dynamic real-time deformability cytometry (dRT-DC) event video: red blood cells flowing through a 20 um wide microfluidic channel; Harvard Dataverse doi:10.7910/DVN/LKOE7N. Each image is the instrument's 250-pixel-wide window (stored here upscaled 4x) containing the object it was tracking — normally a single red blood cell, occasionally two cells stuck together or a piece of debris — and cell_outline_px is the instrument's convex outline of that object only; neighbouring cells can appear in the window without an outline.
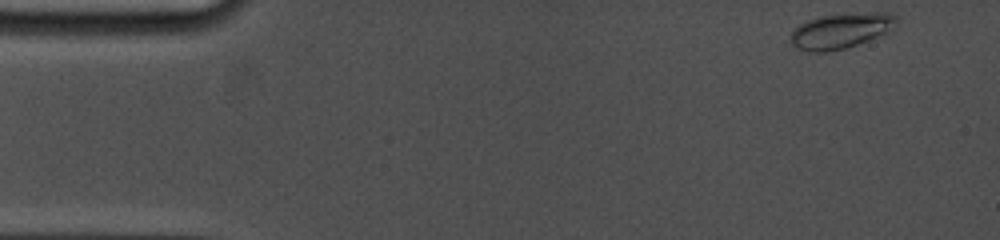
{"species": "common noctule bat (a hibernating species)", "species_latin": "Nyctalus noctula", "temperature_condition": "cold", "stored_images_in_passage": 41, "camera_frame_rate_fps": 5000, "um_per_image_px": 0.085, "animal": {"sex": "female", "body_mass_g": 19.0, "forearm_length_mm": 53.3}, "frame": {"image": 1, "passage_image": 1, "time_ms": 0.0, "image_size_px": [1000, 240], "cell_outline_px": [[900, 16], [896, 24], [888, 32], [856, 44], [844, 48], [824, 52], [808, 52], [792, 44], [792, 28], [808, 20], [824, 16], [876, 12], [888, 12]], "centroid_in_image_um": [71.51, 2.6], "position_along_channel_um": 13.5, "area_um2": 21.39}}
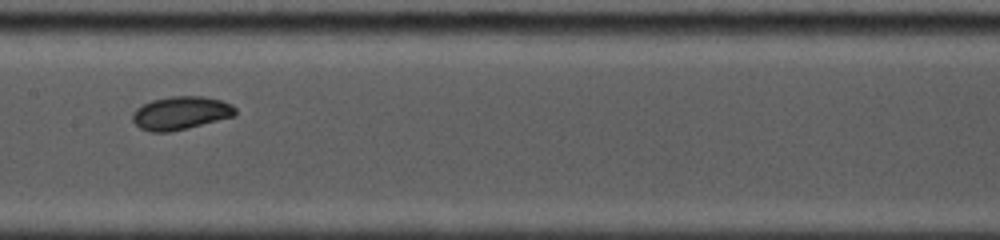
{"frame": {"image": 2, "passage_image": 20, "time_ms": 7.6, "image_size_px": [1000, 240], "cell_outline_px": [[236, 116], [188, 128], [168, 132], [148, 132], [140, 128], [132, 120], [132, 116], [136, 108], [152, 100], [172, 96], [204, 96], [220, 100], [232, 104], [236, 108]], "centroid_in_image_um": [15.38, 9.61], "position_along_channel_um": 192.0, "area_um2": 20.0}}
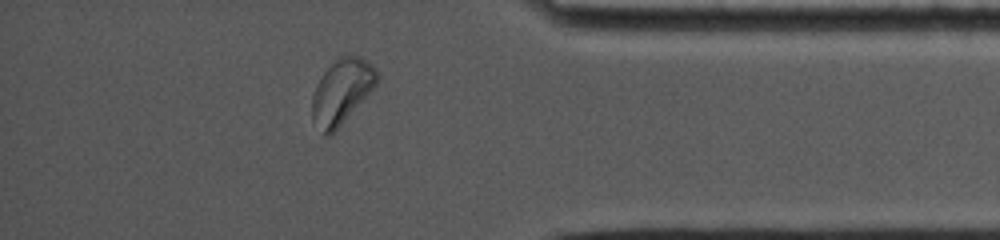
{"frame": {"image": 3, "passage_image": 36, "time_ms": 13.6, "image_size_px": [1000, 240], "cell_outline_px": [[380, 76], [376, 84], [340, 124], [328, 136], [324, 136], [312, 120], [312, 96], [316, 84], [324, 72], [340, 56], [360, 56], [372, 64], [376, 68]], "centroid_in_image_um": [29.03, 7.75], "position_along_channel_um": 406.2, "area_um2": 23.87}, "authors_computed_cell_mechanics": {"area_um2": 19.9988, "velocity_mm_per_s": 3.7372, "shape_relaxation_time_tau1_ms": 2.5912, "shape_relaxation_time_tau2_ms": null, "deformation_change_tau1": 0.0892, "deformation_change_tau2": null}}